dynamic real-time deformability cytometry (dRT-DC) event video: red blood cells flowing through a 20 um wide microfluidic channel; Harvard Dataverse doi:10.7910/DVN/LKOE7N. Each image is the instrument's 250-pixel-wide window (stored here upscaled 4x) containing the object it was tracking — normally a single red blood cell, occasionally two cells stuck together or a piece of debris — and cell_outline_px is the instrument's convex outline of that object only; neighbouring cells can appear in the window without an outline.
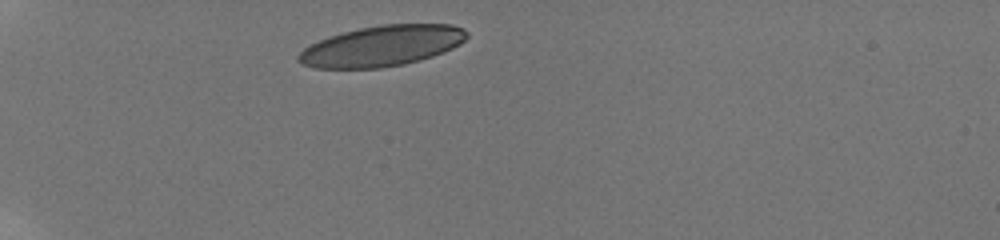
{"species": "human", "species_latin": "Homo sapiens", "temperature_condition": "room temperature", "stored_images_in_passage": 7, "camera_frame_rate_fps": 3000, "um_per_image_px": 0.085, "donor": {"sex": "male"}, "frame": {"image": 1, "passage_image": 1, "time_ms": 0.0, "image_size_px": [1000, 240], "cell_outline_px": [[468, 36], [460, 44], [444, 52], [420, 60], [404, 64], [380, 68], [316, 68], [300, 64], [296, 60], [296, 56], [304, 48], [328, 36], [360, 28], [384, 24], [452, 24], [464, 28], [468, 32]], "centroid_in_image_um": [32.47, 3.9], "position_along_channel_um": 52.5, "area_um2": 39.94}}
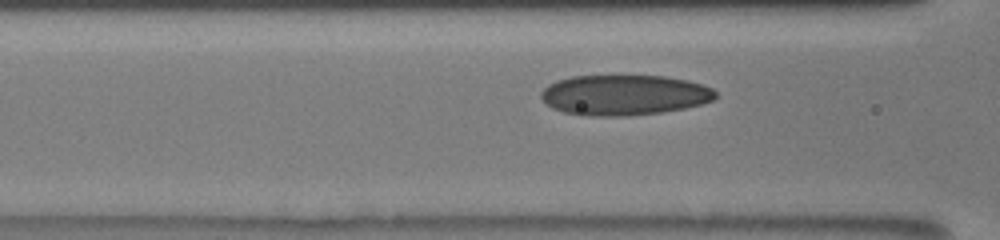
{"frame": {"image": 2, "passage_image": 6, "time_ms": 2.667, "image_size_px": [1000, 240], "cell_outline_px": [[716, 96], [712, 100], [700, 104], [684, 108], [660, 112], [628, 116], [580, 116], [564, 112], [552, 108], [540, 96], [540, 92], [548, 84], [556, 80], [572, 76], [664, 76], [688, 80], [712, 88], [716, 92]], "centroid_in_image_um": [53.02, 8.08], "position_along_channel_um": 113.6, "area_um2": 41.1}}